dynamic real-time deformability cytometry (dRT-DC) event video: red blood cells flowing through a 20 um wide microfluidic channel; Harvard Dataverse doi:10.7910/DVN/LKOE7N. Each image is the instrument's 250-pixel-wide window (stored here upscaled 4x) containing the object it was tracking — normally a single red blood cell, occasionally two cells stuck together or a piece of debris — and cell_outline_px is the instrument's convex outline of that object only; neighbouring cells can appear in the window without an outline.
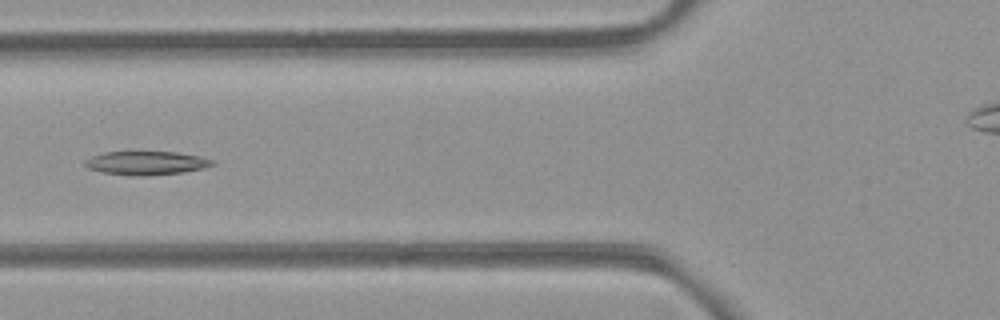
{"species": "common noctule bat (a hibernating species)", "species_latin": "Nyctalus noctula", "temperature_condition": "room temperature", "stored_images_in_passage": 38, "camera_frame_rate_fps": 3000, "um_per_image_px": 0.085, "animal": {"sex": "female", "body_mass_g": 21.9}, "frame": {"image": 1, "passage_image": 5, "time_ms": 1.333, "image_size_px": [1000, 320], "cell_outline_px": [[216, 164], [204, 168], [184, 172], [144, 176], [140, 176], [100, 172], [88, 168], [84, 164], [84, 160], [92, 156], [104, 152], [176, 152], [200, 156], [216, 160]], "centroid_in_image_um": [12.47, 13.85], "position_along_channel_um": 113.3, "area_um2": 17.63}}
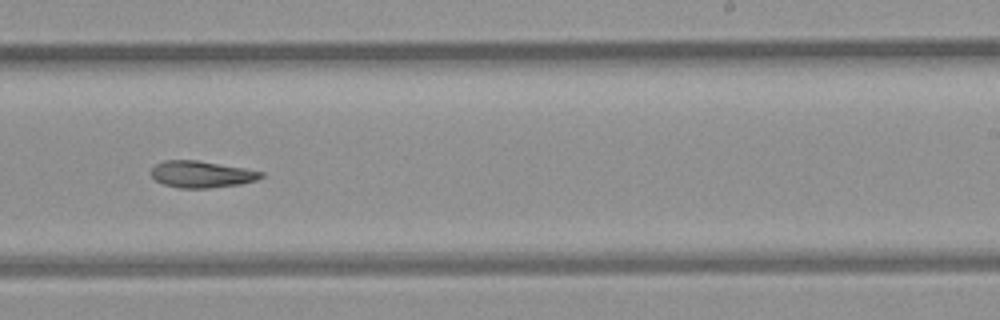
{"frame": {"image": 2, "passage_image": 17, "time_ms": 5.333, "image_size_px": [1000, 320], "cell_outline_px": [[264, 176], [256, 180], [240, 184], [208, 188], [180, 188], [164, 184], [156, 180], [152, 176], [152, 168], [156, 164], [164, 160], [196, 160], [244, 168], [264, 172]], "centroid_in_image_um": [17.14, 14.81], "position_along_channel_um": 271.9, "area_um2": 16.94}}
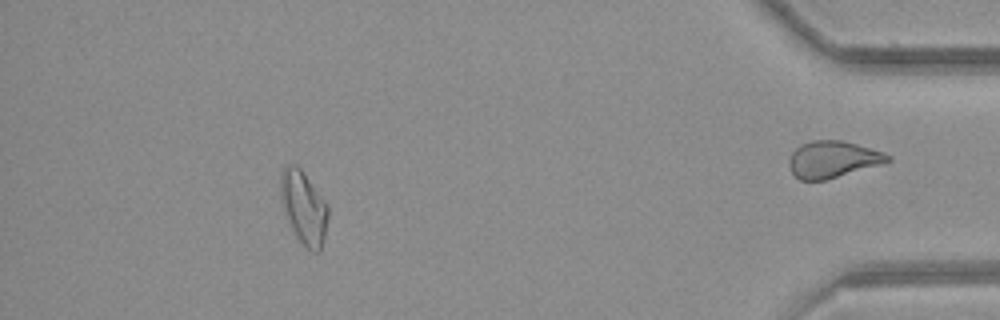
{"frame": {"image": 3, "passage_image": 32, "time_ms": 10.333, "image_size_px": [1000, 320], "cell_outline_px": [[328, 216], [324, 240], [320, 252], [312, 252], [296, 236], [292, 228], [280, 200], [280, 172], [288, 164], [296, 164], [300, 168], [328, 204]], "centroid_in_image_um": [25.82, 17.62], "position_along_channel_um": 409.4, "area_um2": 20.11}}